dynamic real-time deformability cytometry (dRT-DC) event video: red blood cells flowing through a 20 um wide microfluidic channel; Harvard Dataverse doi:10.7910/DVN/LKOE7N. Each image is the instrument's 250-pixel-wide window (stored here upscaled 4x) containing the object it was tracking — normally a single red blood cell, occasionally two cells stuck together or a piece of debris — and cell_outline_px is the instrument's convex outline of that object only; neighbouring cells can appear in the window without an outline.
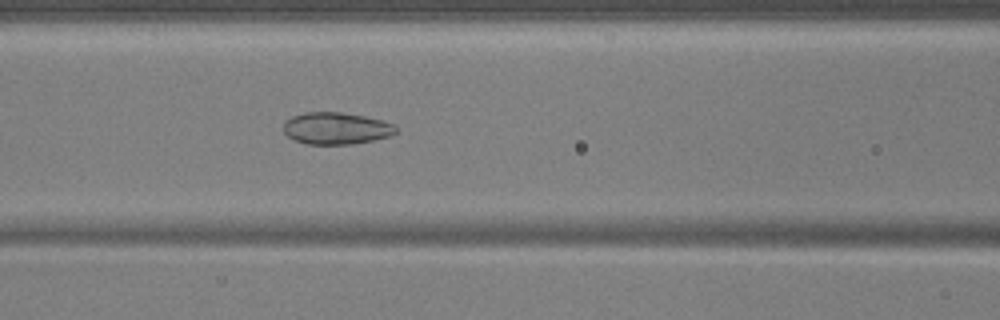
{"species": "common noctule bat (a hibernating species)", "species_latin": "Nyctalus noctula", "temperature_condition": "warm", "stored_images_in_passage": 55, "camera_frame_rate_fps": 3000, "um_per_image_px": 0.085, "animal": {"sex": "male", "body_mass_g": 17.9, "forearm_length_mm": 54.2}, "frame": {"image": 1, "passage_image": 24, "time_ms": 7.667, "image_size_px": [1000, 320], "cell_outline_px": [[396, 132], [392, 136], [352, 144], [308, 144], [292, 140], [284, 132], [284, 124], [292, 116], [304, 112], [340, 112], [364, 116], [384, 120], [396, 124]], "centroid_in_image_um": [28.6, 10.91], "position_along_channel_um": 138.0, "area_um2": 21.04}}
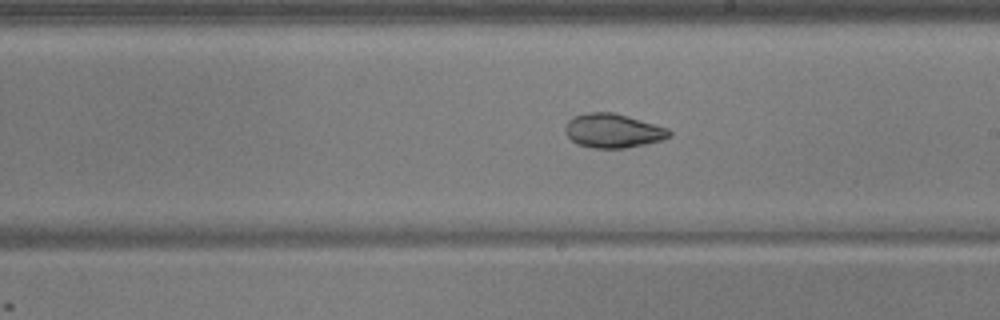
{"frame": {"image": 2, "passage_image": 32, "time_ms": 10.333, "image_size_px": [1000, 320], "cell_outline_px": [[672, 136], [660, 140], [644, 144], [624, 148], [592, 148], [576, 144], [564, 132], [564, 128], [568, 120], [572, 116], [588, 112], [612, 112], [628, 116], [668, 128], [672, 132]], "centroid_in_image_um": [52.07, 11.11], "position_along_channel_um": 236.9, "area_um2": 20.75}}
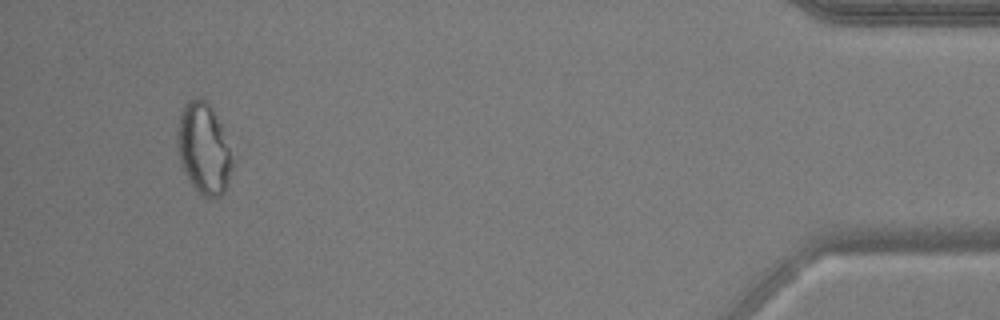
{"frame": {"image": 3, "passage_image": 52, "time_ms": 17.0, "image_size_px": [1000, 320], "cell_outline_px": [[236, 164], [224, 192], [220, 196], [204, 196], [192, 184], [184, 172], [180, 160], [176, 144], [176, 132], [180, 112], [184, 104], [188, 100], [196, 96], [204, 100], [212, 108], [220, 124], [236, 160]], "centroid_in_image_um": [17.34, 12.61], "position_along_channel_um": 417.9, "area_um2": 29.59}, "authors_computed_cell_mechanics": {"area_um2": 26.7036, "velocity_mm_per_s": 3.713, "shape_relaxation_time_tau1_ms": null, "shape_relaxation_time_tau2_ms": 1.7537, "deformation_change_tau1": null, "deformation_change_tau2": 0.0516}}